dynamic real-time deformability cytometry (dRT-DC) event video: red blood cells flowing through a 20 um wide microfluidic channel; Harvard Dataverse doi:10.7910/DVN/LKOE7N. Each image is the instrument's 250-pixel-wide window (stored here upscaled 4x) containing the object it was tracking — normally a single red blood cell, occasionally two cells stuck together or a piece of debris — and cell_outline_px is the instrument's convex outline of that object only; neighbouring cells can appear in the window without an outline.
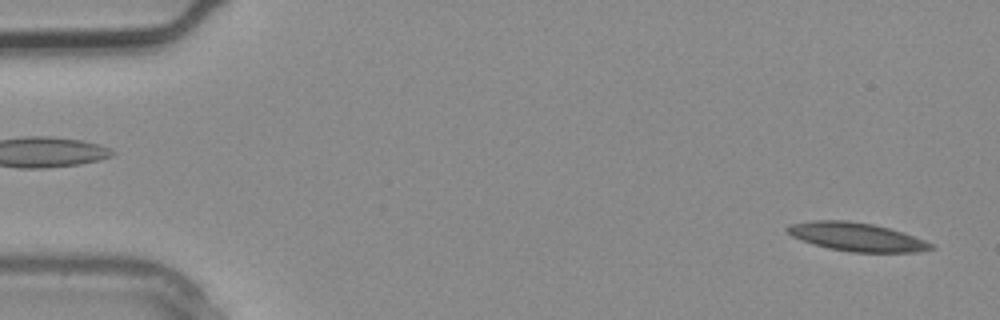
{"species": "common noctule bat (a hibernating species)", "species_latin": "Nyctalus noctula", "temperature_condition": "warm", "stored_images_in_passage": 2, "camera_frame_rate_fps": 3000, "um_per_image_px": 0.085, "animal": {"sex": "male", "body_mass_g": 20.4}, "frame": {"image": 1, "passage_image": 2, "time_ms": 0.333, "image_size_px": [1000, 320], "cell_outline_px": [[936, 248], [916, 252], [852, 252], [828, 248], [812, 244], [792, 236], [784, 228], [788, 224], [812, 220], [844, 220], [872, 224], [904, 232], [924, 240], [932, 244]], "centroid_in_image_um": [72.78, 20.13], "position_along_channel_um": 12.2, "area_um2": 23.81}}